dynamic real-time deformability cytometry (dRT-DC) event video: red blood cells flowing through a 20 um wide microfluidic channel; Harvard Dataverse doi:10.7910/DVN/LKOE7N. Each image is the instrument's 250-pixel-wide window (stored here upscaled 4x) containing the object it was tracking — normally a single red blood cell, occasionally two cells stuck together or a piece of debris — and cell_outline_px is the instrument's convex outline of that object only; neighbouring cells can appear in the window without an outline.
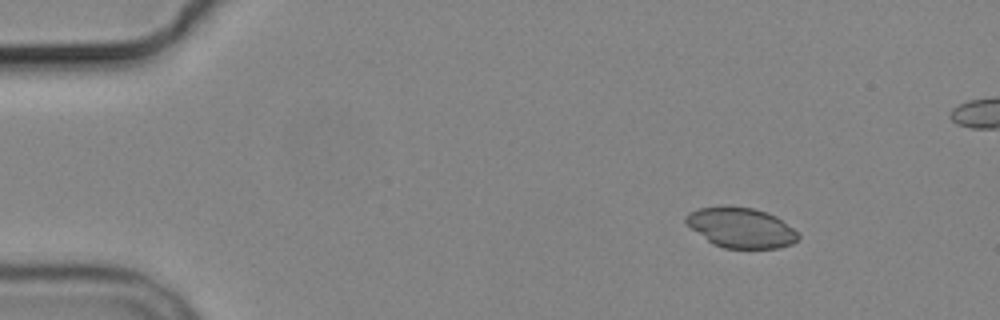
{"species": "common noctule bat (a hibernating species)", "species_latin": "Nyctalus noctula", "temperature_condition": "cold", "stored_images_in_passage": 6, "camera_frame_rate_fps": 3000, "um_per_image_px": 0.085, "animal": {"sex": "male", "body_mass_g": 19.2, "forearm_length_mm": 51.8}, "frame": {"image": 1, "passage_image": 2, "time_ms": 1.0, "image_size_px": [1000, 320], "cell_outline_px": [[800, 236], [792, 244], [780, 248], [724, 248], [712, 244], [692, 228], [684, 220], [684, 216], [688, 212], [700, 208], [752, 208], [768, 212], [776, 216], [792, 228]], "centroid_in_image_um": [63.0, 19.38], "position_along_channel_um": 22.0, "area_um2": 25.66}}